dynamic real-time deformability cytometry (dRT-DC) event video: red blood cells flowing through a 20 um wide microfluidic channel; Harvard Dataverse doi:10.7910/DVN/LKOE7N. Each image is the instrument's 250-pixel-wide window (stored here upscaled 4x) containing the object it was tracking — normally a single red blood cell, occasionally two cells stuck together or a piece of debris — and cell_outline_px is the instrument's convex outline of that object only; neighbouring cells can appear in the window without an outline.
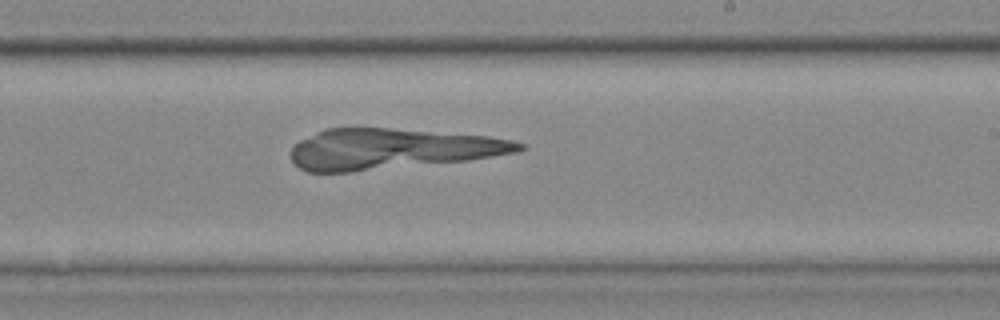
{"species": "common noctule bat (a hibernating species)", "species_latin": "Nyctalus noctula", "temperature_condition": "cold", "stored_images_in_passage": 53, "camera_frame_rate_fps": 3000, "um_per_image_px": 0.085, "animal": {"sex": "female", "body_mass_g": 25.1}, "frame": {"image": 1, "passage_image": 32, "time_ms": 10.333, "image_size_px": [1000, 320], "cell_outline_px": [[524, 148], [516, 152], [468, 160], [352, 172], [308, 172], [300, 168], [292, 160], [292, 148], [300, 140], [324, 128], [388, 128], [488, 136], [512, 140], [524, 144]], "centroid_in_image_um": [33.28, 12.66], "position_along_channel_um": 255.7, "area_um2": 53.52}}
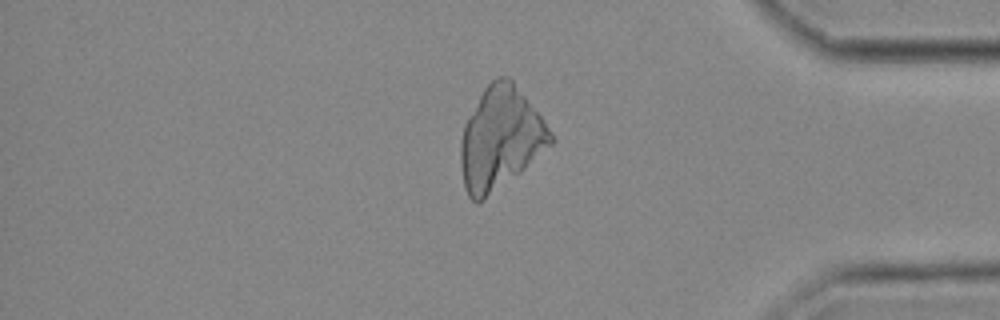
{"frame": {"image": 2, "passage_image": 45, "time_ms": 14.667, "image_size_px": [1000, 320], "cell_outline_px": [[556, 140], [552, 144], [520, 172], [484, 200], [476, 204], [468, 196], [464, 188], [460, 164], [460, 140], [464, 124], [484, 88], [496, 76], [508, 76], [512, 80], [544, 120], [552, 132]], "centroid_in_image_um": [42.52, 11.78], "position_along_channel_um": 392.7, "area_um2": 53.47}}